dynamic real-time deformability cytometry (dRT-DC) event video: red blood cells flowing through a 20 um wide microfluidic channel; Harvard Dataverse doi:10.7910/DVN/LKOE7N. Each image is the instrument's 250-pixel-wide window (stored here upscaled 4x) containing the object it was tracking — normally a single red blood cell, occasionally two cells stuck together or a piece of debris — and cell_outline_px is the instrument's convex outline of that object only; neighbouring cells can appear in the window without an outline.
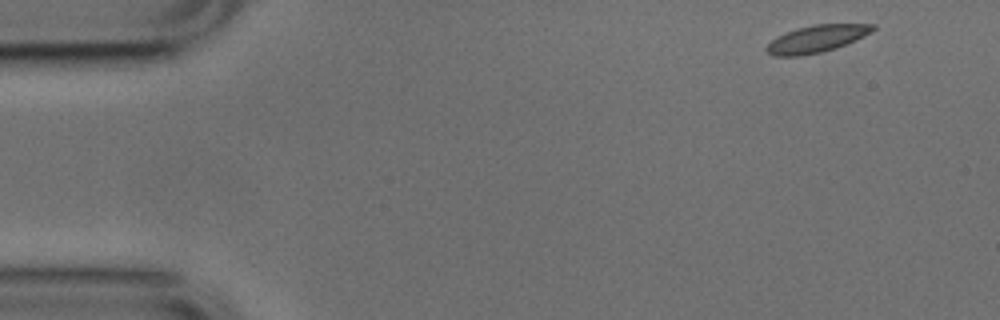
{"species": "common noctule bat (a hibernating species)", "species_latin": "Nyctalus noctula", "temperature_condition": "cold", "stored_images_in_passage": 11, "camera_frame_rate_fps": 3000, "um_per_image_px": 0.085, "animal": {"sex": "male", "body_mass_g": 17.9, "forearm_length_mm": 54.2}, "frame": {"image": 1, "passage_image": 1, "time_ms": 0.0, "image_size_px": [1000, 320], "cell_outline_px": [[876, 28], [872, 32], [856, 40], [836, 48], [820, 52], [800, 56], [772, 56], [764, 48], [776, 36], [784, 32], [796, 28], [812, 24], [876, 24]], "centroid_in_image_um": [69.4, 3.29], "position_along_channel_um": 15.6, "area_um2": 16.99}}